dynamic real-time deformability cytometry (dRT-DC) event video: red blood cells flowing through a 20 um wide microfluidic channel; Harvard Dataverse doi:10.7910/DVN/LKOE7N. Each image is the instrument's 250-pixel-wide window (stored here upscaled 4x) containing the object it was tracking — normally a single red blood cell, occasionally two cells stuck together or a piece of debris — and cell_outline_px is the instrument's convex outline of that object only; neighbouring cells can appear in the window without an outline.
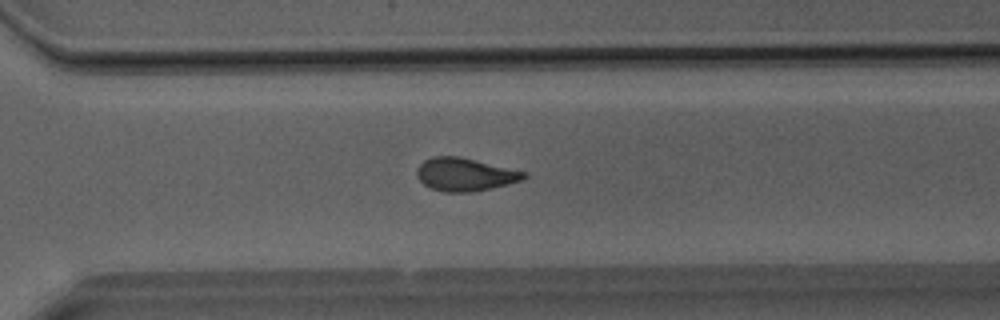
{"species": "Egyptian fruit bat (a non-hibernating species)", "species_latin": "Rousettus aegyptiacus", "temperature_condition": "room temperature", "stored_images_in_passage": 38, "camera_frame_rate_fps": 3000, "um_per_image_px": 0.085, "animal": {"sex": "male"}, "frame": {"image": 1, "passage_image": 27, "time_ms": 8.667, "image_size_px": [1000, 320], "cell_outline_px": [[528, 176], [524, 180], [508, 184], [472, 192], [444, 192], [432, 188], [424, 184], [416, 176], [416, 168], [424, 160], [432, 156], [460, 156], [528, 172]], "centroid_in_image_um": [39.54, 14.82], "position_along_channel_um": 331.1, "area_um2": 20.81}}
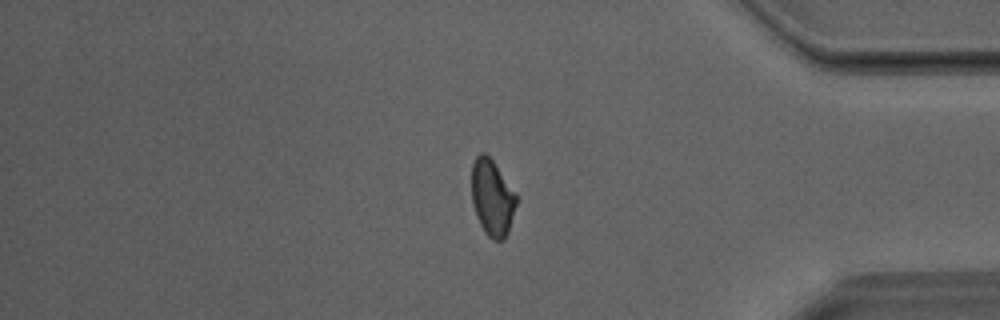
{"frame": {"image": 2, "passage_image": 32, "time_ms": 10.333, "image_size_px": [1000, 320], "cell_outline_px": [[516, 204], [508, 232], [504, 240], [492, 240], [484, 232], [480, 224], [472, 204], [472, 164], [476, 156], [480, 152], [484, 152], [492, 160], [516, 192]], "centroid_in_image_um": [41.83, 16.81], "position_along_channel_um": 393.4, "area_um2": 19.83}}
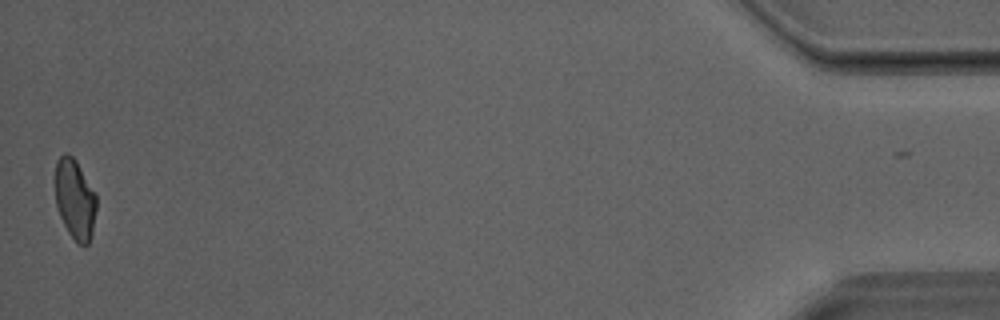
{"frame": {"image": 3, "passage_image": 38, "time_ms": 12.333, "image_size_px": [1000, 320], "cell_outline_px": [[96, 208], [92, 236], [88, 244], [76, 244], [68, 232], [60, 216], [56, 204], [56, 160], [64, 152], [68, 152], [76, 160], [96, 192]], "centroid_in_image_um": [6.39, 16.92], "position_along_channel_um": 428.8, "area_um2": 19.42}}